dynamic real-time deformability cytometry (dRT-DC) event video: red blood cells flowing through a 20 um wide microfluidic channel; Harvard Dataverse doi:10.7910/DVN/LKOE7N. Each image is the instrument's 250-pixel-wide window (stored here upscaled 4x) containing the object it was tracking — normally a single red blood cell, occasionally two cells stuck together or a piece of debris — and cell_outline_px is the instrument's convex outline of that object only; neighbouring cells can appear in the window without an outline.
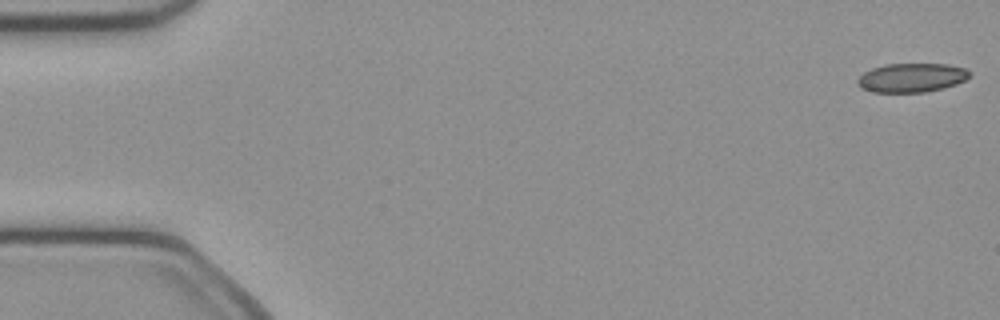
{"species": "common noctule bat (a hibernating species)", "species_latin": "Nyctalus noctula", "temperature_condition": "cold", "stored_images_in_passage": 50, "camera_frame_rate_fps": 3000, "um_per_image_px": 0.085, "animal": {"sex": "female", "body_mass_g": 21.9}, "frame": {"image": 1, "passage_image": 1, "time_ms": 0.0, "image_size_px": [1000, 320], "cell_outline_px": [[972, 72], [964, 80], [956, 84], [944, 88], [924, 92], [872, 92], [860, 88], [856, 84], [856, 80], [864, 72], [872, 68], [888, 64], [948, 64], [964, 68]], "centroid_in_image_um": [77.46, 6.61], "position_along_channel_um": 7.5, "area_um2": 18.96}}
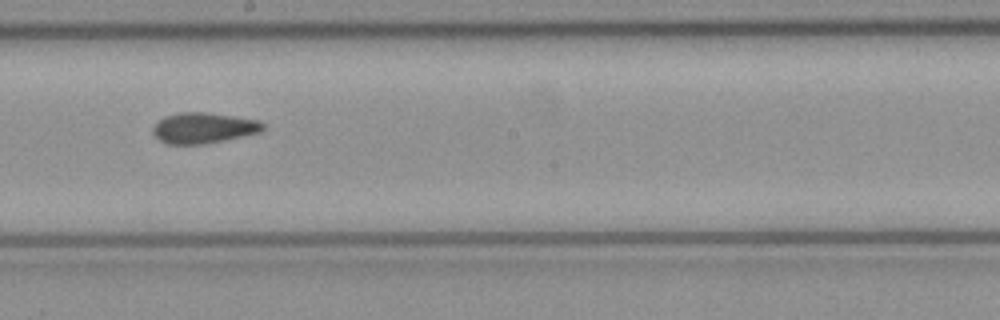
{"frame": {"image": 2, "passage_image": 28, "time_ms": 9.0, "image_size_px": [1000, 320], "cell_outline_px": [[264, 128], [260, 132], [244, 136], [204, 144], [168, 144], [160, 140], [152, 132], [152, 128], [164, 116], [180, 112], [204, 112], [260, 120], [264, 124]], "centroid_in_image_um": [17.31, 10.87], "position_along_channel_um": 230.9, "area_um2": 19.59}}
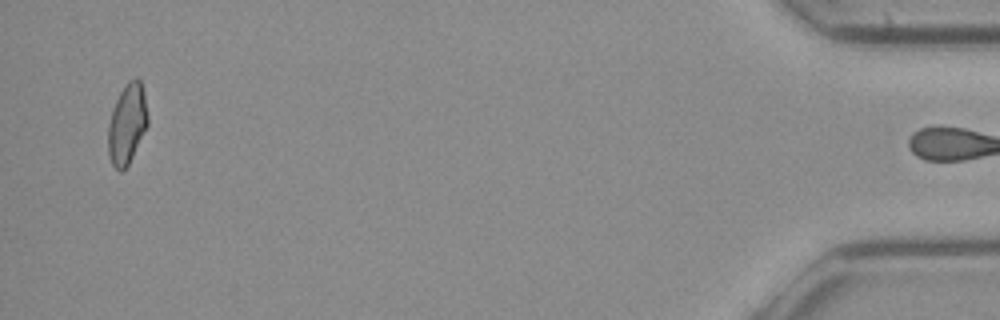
{"frame": {"image": 3, "passage_image": 49, "time_ms": 16.0, "image_size_px": [1000, 320], "cell_outline_px": [[148, 124], [128, 164], [120, 172], [112, 164], [108, 156], [108, 124], [112, 108], [120, 92], [128, 80], [136, 76], [140, 80], [144, 92], [148, 116]], "centroid_in_image_um": [10.79, 10.49], "position_along_channel_um": 424.4, "area_um2": 18.5}, "authors_computed_cell_mechanics": {"area_um2": 19.5653, "velocity_mm_per_s": 4.0629, "shape_relaxation_time_tau1_ms": null, "shape_relaxation_time_tau2_ms": 2.6761, "deformation_change_tau1": null, "deformation_change_tau2": 0.0769}}